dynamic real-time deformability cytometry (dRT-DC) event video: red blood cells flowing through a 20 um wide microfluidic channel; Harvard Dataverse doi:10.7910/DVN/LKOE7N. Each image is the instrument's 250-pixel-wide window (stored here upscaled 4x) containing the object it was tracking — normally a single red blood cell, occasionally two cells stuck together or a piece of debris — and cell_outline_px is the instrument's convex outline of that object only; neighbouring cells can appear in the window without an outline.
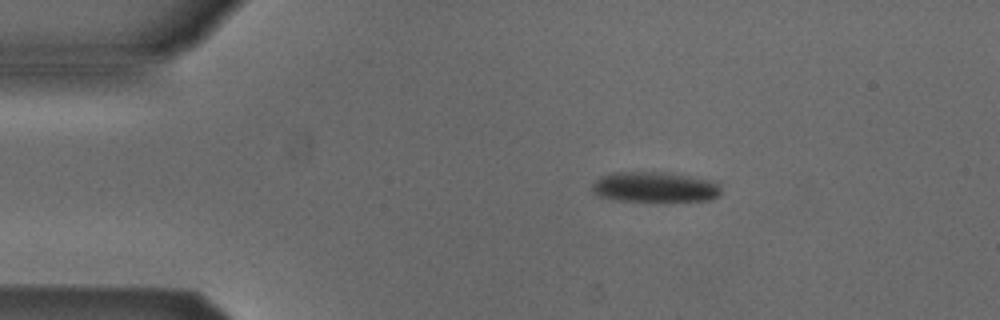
{"species": "Egyptian fruit bat (a non-hibernating species)", "species_latin": "Rousettus aegyptiacus", "temperature_condition": "cold", "stored_images_in_passage": 5, "camera_frame_rate_fps": 3000, "um_per_image_px": 0.085, "animal": {"sex": "male"}, "frame": {"image": 1, "passage_image": 2, "time_ms": 0.333, "image_size_px": [1000, 320], "cell_outline_px": [[720, 196], [708, 200], [616, 200], [600, 196], [592, 192], [592, 184], [600, 176], [612, 172], [660, 172], [688, 176], [708, 180], [720, 184]], "centroid_in_image_um": [55.62, 15.89], "position_along_channel_um": 29.4, "area_um2": 22.37}}
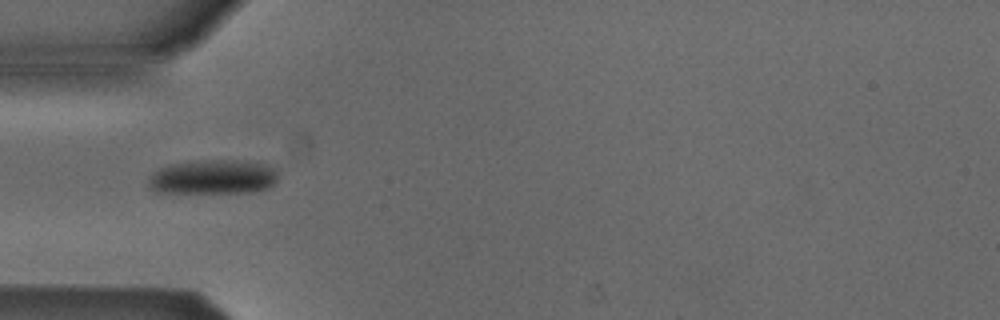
{"frame": {"image": 2, "passage_image": 4, "time_ms": 1.0, "image_size_px": [1000, 320], "cell_outline_px": [[276, 184], [268, 188], [252, 192], [156, 192], [148, 188], [148, 176], [160, 168], [172, 164], [212, 160], [236, 160], [260, 164], [272, 168], [276, 172]], "centroid_in_image_um": [18.07, 15.06], "position_along_channel_um": 66.9, "area_um2": 25.61}}